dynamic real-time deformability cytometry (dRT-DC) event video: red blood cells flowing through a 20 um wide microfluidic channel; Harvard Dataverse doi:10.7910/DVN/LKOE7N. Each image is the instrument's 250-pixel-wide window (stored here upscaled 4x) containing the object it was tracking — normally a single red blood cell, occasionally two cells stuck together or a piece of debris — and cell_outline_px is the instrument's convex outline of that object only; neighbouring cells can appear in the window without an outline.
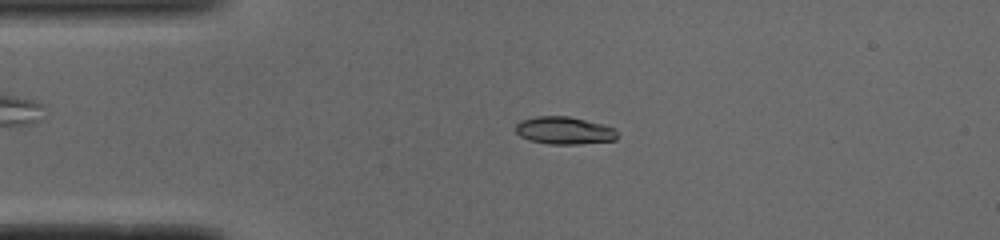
{"species": "common noctule bat (a hibernating species)", "species_latin": "Nyctalus noctula", "temperature_condition": "cold", "stored_images_in_passage": 44, "camera_frame_rate_fps": 3000, "um_per_image_px": 0.085, "animal": {"sex": "male", "body_mass_g": 19.0, "forearm_length_mm": 50.8}, "frame": {"image": 1, "passage_image": 4, "time_ms": 1.0, "image_size_px": [1000, 240], "cell_outline_px": [[620, 136], [616, 140], [576, 144], [552, 144], [532, 140], [520, 136], [516, 132], [516, 124], [520, 120], [536, 116], [568, 116], [604, 124], [616, 128]], "centroid_in_image_um": [48.02, 11.08], "position_along_channel_um": 37.0, "area_um2": 16.42}}
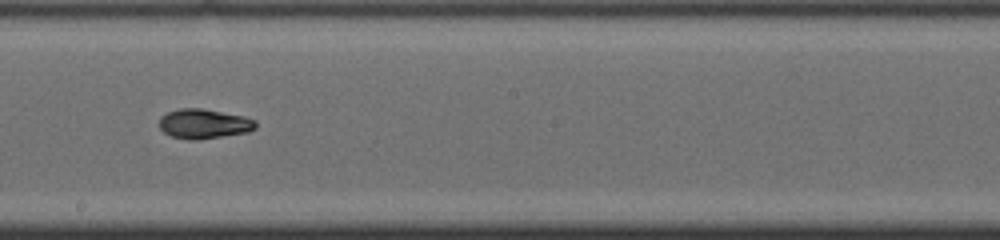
{"frame": {"image": 2, "passage_image": 21, "time_ms": 6.667, "image_size_px": [1000, 240], "cell_outline_px": [[256, 128], [248, 132], [192, 140], [172, 136], [164, 132], [160, 128], [160, 116], [168, 112], [180, 108], [204, 108], [244, 116], [256, 120]], "centroid_in_image_um": [17.34, 10.5], "position_along_channel_um": 230.9, "area_um2": 16.53}}
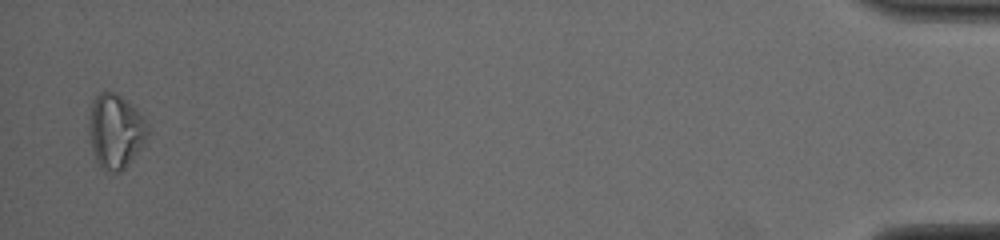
{"frame": {"image": 3, "passage_image": 43, "time_ms": 14.0, "image_size_px": [1000, 240], "cell_outline_px": [[148, 132], [144, 144], [124, 168], [120, 172], [104, 172], [96, 160], [92, 148], [92, 100], [100, 92], [112, 92], [120, 96], [136, 108], [148, 124]], "centroid_in_image_um": [9.87, 11.17], "position_along_channel_um": 425.3, "area_um2": 24.57}, "authors_computed_cell_mechanics": {"area_um2": 16.3863, "velocity_mm_per_s": 3.895, "shape_relaxation_time_tau1_ms": 4.033, "shape_relaxation_time_tau2_ms": 3.7679, "deformation_change_tau1": 0.154, "deformation_change_tau2": 0.0677}}